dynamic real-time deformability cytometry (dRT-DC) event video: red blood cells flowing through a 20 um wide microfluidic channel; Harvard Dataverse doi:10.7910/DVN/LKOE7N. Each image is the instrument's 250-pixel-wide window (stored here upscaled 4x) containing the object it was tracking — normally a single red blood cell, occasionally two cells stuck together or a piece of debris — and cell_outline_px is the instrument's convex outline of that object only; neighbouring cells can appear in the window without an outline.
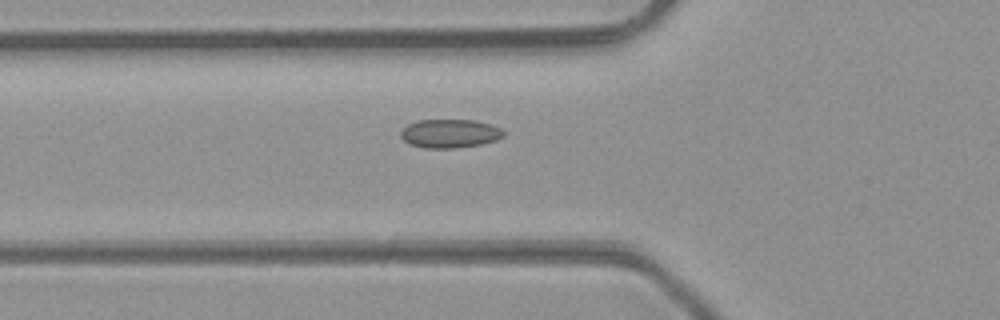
{"species": "common noctule bat (a hibernating species)", "species_latin": "Nyctalus noctula", "temperature_condition": "room temperature", "stored_images_in_passage": 35, "camera_frame_rate_fps": 3000, "um_per_image_px": 0.085, "animal": {"sex": "male", "body_mass_g": 23.1, "forearm_length_mm": 52.7}, "frame": {"image": 1, "passage_image": 9, "time_ms": 2.667, "image_size_px": [1000, 320], "cell_outline_px": [[504, 136], [496, 140], [480, 144], [456, 148], [424, 148], [408, 144], [400, 136], [400, 132], [408, 124], [416, 120], [476, 120], [492, 124], [500, 128], [504, 132]], "centroid_in_image_um": [38.23, 11.34], "position_along_channel_um": 87.6, "area_um2": 17.28}}
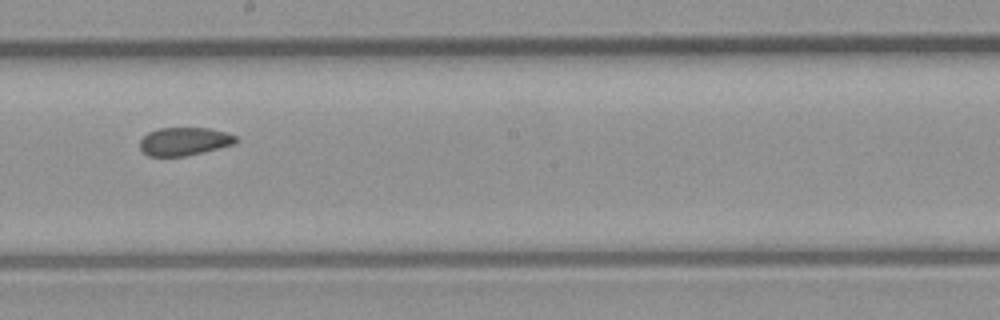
{"frame": {"image": 2, "passage_image": 19, "time_ms": 6.0, "image_size_px": [1000, 320], "cell_outline_px": [[240, 140], [236, 144], [184, 156], [148, 156], [140, 148], [140, 140], [148, 132], [160, 128], [208, 128], [228, 132], [236, 136]], "centroid_in_image_um": [15.7, 12.01], "position_along_channel_um": 232.5, "area_um2": 15.78}}
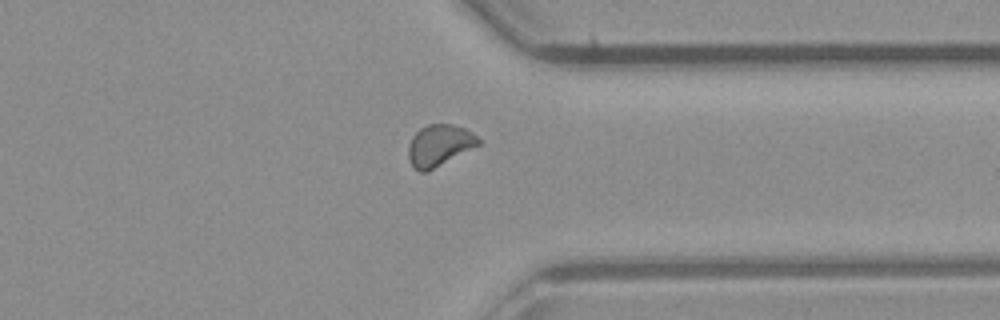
{"frame": {"image": 3, "passage_image": 29, "time_ms": 9.333, "image_size_px": [1000, 320], "cell_outline_px": [[480, 144], [428, 172], [420, 172], [412, 168], [408, 160], [408, 148], [412, 136], [420, 128], [428, 124], [452, 124], [464, 128], [472, 132], [480, 140]], "centroid_in_image_um": [37.31, 12.37], "position_along_channel_um": 374.1, "area_um2": 17.05}}